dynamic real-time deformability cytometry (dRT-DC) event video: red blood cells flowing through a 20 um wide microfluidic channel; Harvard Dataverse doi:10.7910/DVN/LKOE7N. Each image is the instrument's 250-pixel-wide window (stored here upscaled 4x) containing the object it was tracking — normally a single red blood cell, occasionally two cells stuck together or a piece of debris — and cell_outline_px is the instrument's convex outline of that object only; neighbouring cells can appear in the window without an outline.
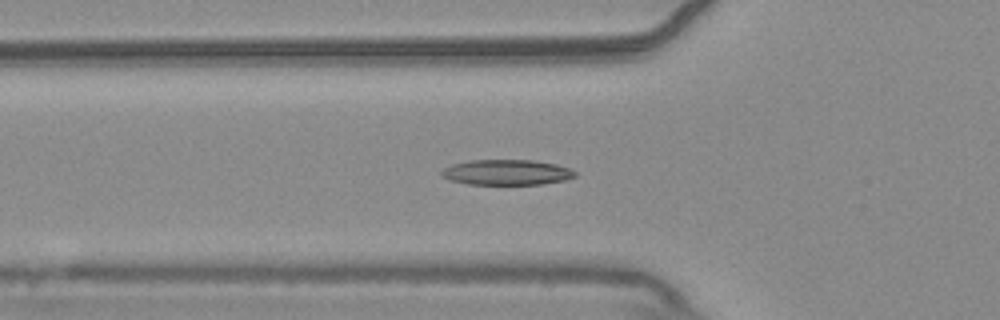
{"species": "common noctule bat (a hibernating species)", "species_latin": "Nyctalus noctula", "temperature_condition": "warm", "stored_images_in_passage": 55, "camera_frame_rate_fps": 3000, "um_per_image_px": 0.085, "animal": {"sex": "male", "body_mass_g": 20.4}, "frame": {"image": 1, "passage_image": 19, "time_ms": 6.0, "image_size_px": [1000, 320], "cell_outline_px": [[576, 176], [564, 180], [544, 184], [468, 184], [452, 180], [440, 176], [440, 172], [444, 168], [452, 164], [472, 160], [532, 160], [556, 164], [568, 168], [576, 172]], "centroid_in_image_um": [43.06, 14.64], "position_along_channel_um": 82.7, "area_um2": 19.65}}
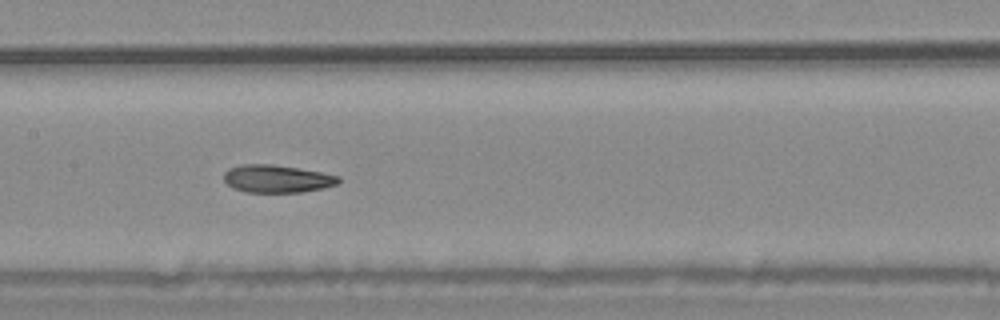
{"frame": {"image": 2, "passage_image": 27, "time_ms": 8.667, "image_size_px": [1000, 320], "cell_outline_px": [[340, 180], [336, 184], [324, 188], [300, 192], [244, 192], [232, 188], [224, 180], [224, 172], [228, 168], [240, 164], [272, 164], [320, 172], [340, 176]], "centroid_in_image_um": [23.5, 15.19], "position_along_channel_um": 183.9, "area_um2": 18.5}}
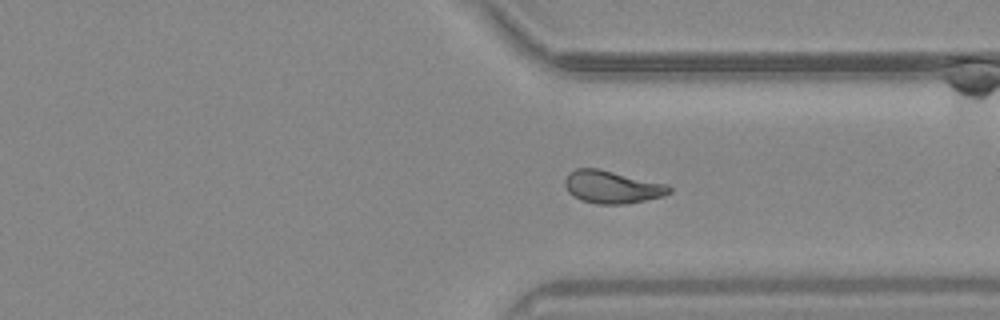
{"frame": {"image": 3, "passage_image": 41, "time_ms": 13.333, "image_size_px": [1000, 320], "cell_outline_px": [[672, 192], [664, 196], [624, 204], [596, 204], [580, 200], [568, 192], [564, 184], [564, 180], [568, 172], [576, 168], [596, 168], [668, 184], [672, 188]], "centroid_in_image_um": [52.01, 15.89], "position_along_channel_um": 359.4, "area_um2": 19.94}, "authors_computed_cell_mechanics": {"area_um2": 19.7676, "velocity_mm_per_s": 3.7537, "shape_relaxation_time_tau1_ms": null, "shape_relaxation_time_tau2_ms": 3.108, "deformation_change_tau1": null, "deformation_change_tau2": 0.1047}}